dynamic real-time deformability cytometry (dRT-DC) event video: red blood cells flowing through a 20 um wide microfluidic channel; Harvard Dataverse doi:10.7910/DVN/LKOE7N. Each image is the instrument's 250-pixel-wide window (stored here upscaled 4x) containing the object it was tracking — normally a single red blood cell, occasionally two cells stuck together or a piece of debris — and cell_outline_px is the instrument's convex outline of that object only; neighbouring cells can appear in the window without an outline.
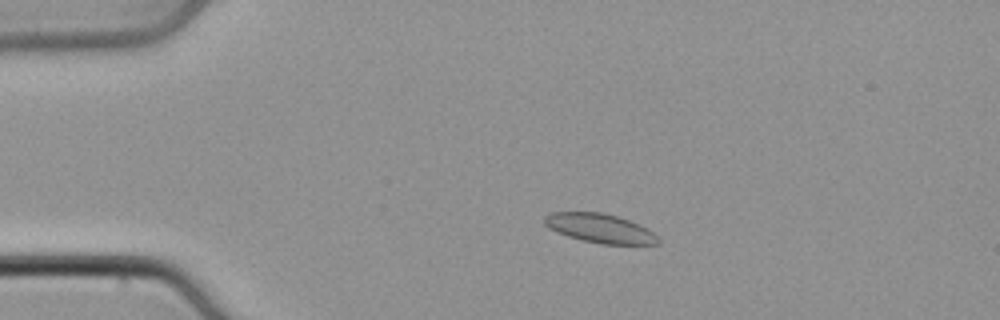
{"species": "common noctule bat (a hibernating species)", "species_latin": "Nyctalus noctula", "temperature_condition": "cold", "stored_images_in_passage": 49, "camera_frame_rate_fps": 3000, "um_per_image_px": 0.085, "animal": {"sex": "male", "body_mass_g": 21.5, "forearm_length_mm": 52.0}, "frame": {"image": 1, "passage_image": 10, "time_ms": 3.0, "image_size_px": [1000, 320], "cell_outline_px": [[660, 244], [600, 244], [568, 236], [556, 232], [548, 228], [544, 224], [544, 216], [552, 212], [600, 212], [616, 216], [640, 224], [648, 228], [660, 240]], "centroid_in_image_um": [50.98, 19.4], "position_along_channel_um": 34.0, "area_um2": 19.25}}
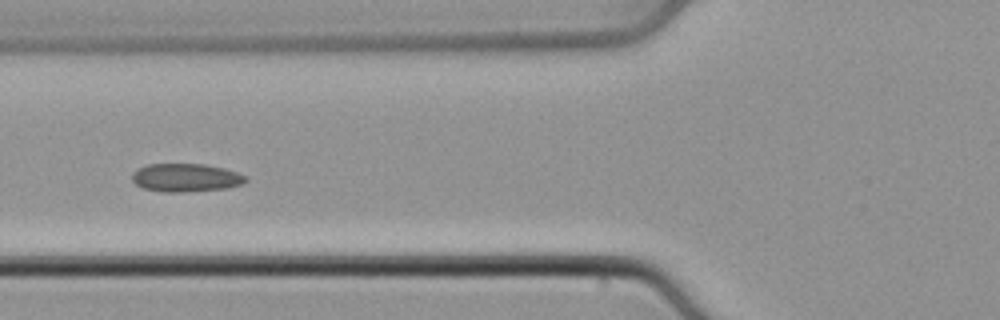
{"frame": {"image": 2, "passage_image": 19, "time_ms": 6.0, "image_size_px": [1000, 320], "cell_outline_px": [[248, 180], [240, 184], [228, 188], [184, 192], [160, 192], [144, 188], [136, 184], [132, 180], [132, 172], [148, 164], [204, 164], [224, 168], [248, 176]], "centroid_in_image_um": [15.8, 15.1], "position_along_channel_um": 110.0, "area_um2": 18.73}}
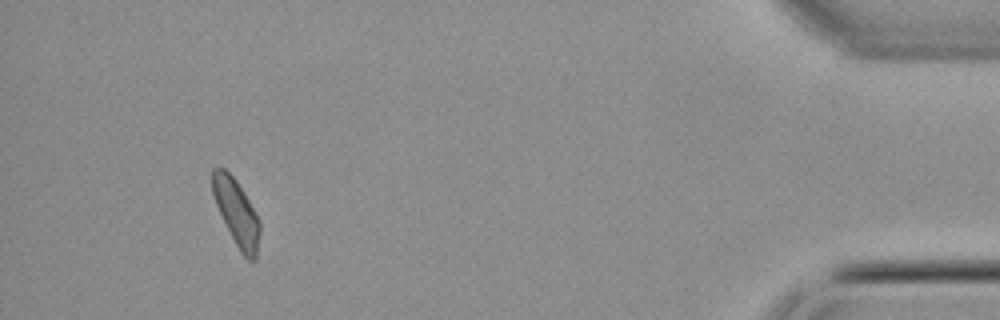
{"frame": {"image": 3, "passage_image": 46, "time_ms": 15.0, "image_size_px": [1000, 320], "cell_outline_px": [[260, 232], [256, 260], [248, 260], [240, 252], [216, 204], [212, 192], [212, 168], [224, 168], [236, 180], [244, 192], [260, 220]], "centroid_in_image_um": [20.12, 18.06], "position_along_channel_um": 415.1, "area_um2": 17.98}}